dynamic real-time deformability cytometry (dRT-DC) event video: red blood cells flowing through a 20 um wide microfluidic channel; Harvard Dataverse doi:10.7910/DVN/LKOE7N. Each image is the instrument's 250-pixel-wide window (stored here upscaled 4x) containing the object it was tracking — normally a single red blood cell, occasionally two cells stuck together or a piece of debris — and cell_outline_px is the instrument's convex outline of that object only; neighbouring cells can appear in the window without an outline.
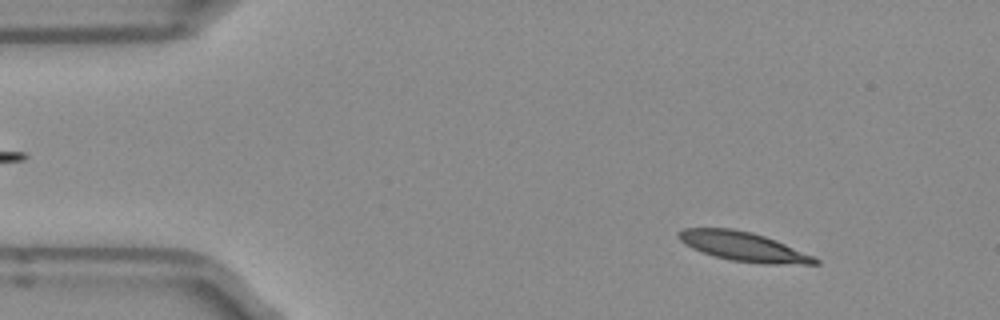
{"species": "Egyptian fruit bat (a non-hibernating species)", "species_latin": "Rousettus aegyptiacus", "temperature_condition": "room temperature", "stored_images_in_passage": 50, "camera_frame_rate_fps": 3000, "um_per_image_px": 0.085, "frame": {"image": 1, "passage_image": 5, "time_ms": 1.333, "image_size_px": [1000, 320], "cell_outline_px": [[820, 264], [764, 264], [732, 260], [716, 256], [692, 248], [684, 244], [676, 236], [676, 232], [684, 228], [732, 228], [752, 232], [776, 240], [816, 256], [820, 260]], "centroid_in_image_um": [63.22, 20.95], "position_along_channel_um": 21.8, "area_um2": 23.35}}
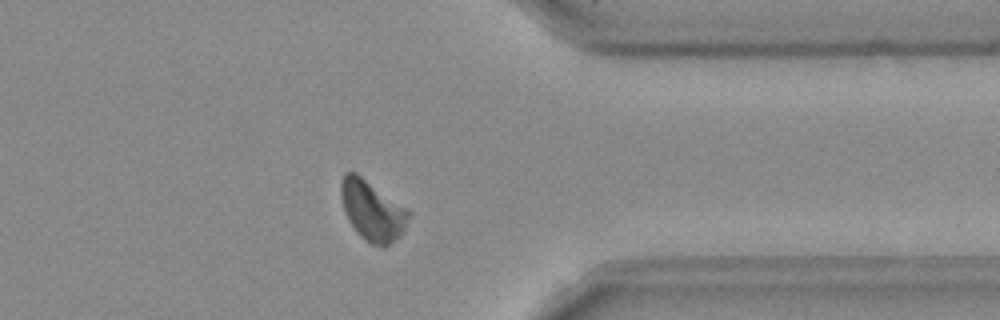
{"frame": {"image": 2, "passage_image": 39, "time_ms": 12.667, "image_size_px": [1000, 320], "cell_outline_px": [[412, 212], [404, 232], [400, 236], [384, 248], [372, 244], [364, 240], [356, 232], [348, 220], [344, 212], [340, 196], [340, 184], [344, 172], [356, 172]], "centroid_in_image_um": [31.64, 17.91], "position_along_channel_um": 379.8, "area_um2": 23.99}}
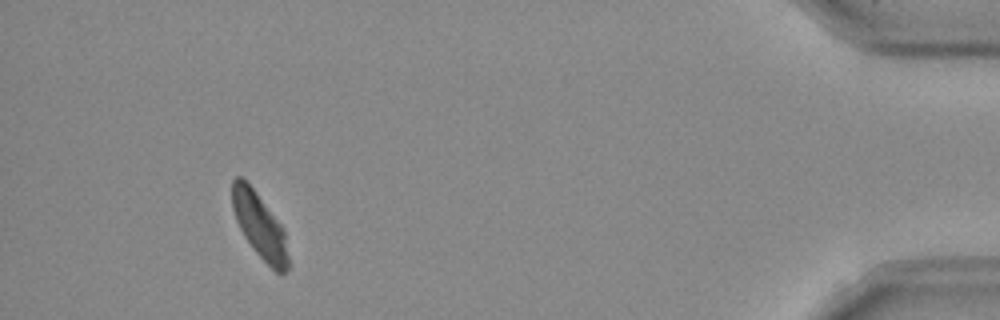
{"frame": {"image": 3, "passage_image": 46, "time_ms": 15.0, "image_size_px": [1000, 320], "cell_outline_px": [[292, 268], [280, 276], [256, 252], [244, 236], [236, 220], [232, 208], [232, 180], [236, 176], [240, 176], [256, 192], [284, 228]], "centroid_in_image_um": [22.13, 19.26], "position_along_channel_um": 413.1, "area_um2": 21.56}, "authors_computed_cell_mechanics": {"area_um2": 23.2356, "velocity_mm_per_s": 3.9116, "shape_relaxation_time_tau1_ms": 3.8819, "shape_relaxation_time_tau2_ms": 3.106, "deformation_change_tau1": 0.1563, "deformation_change_tau2": 0.0861}}